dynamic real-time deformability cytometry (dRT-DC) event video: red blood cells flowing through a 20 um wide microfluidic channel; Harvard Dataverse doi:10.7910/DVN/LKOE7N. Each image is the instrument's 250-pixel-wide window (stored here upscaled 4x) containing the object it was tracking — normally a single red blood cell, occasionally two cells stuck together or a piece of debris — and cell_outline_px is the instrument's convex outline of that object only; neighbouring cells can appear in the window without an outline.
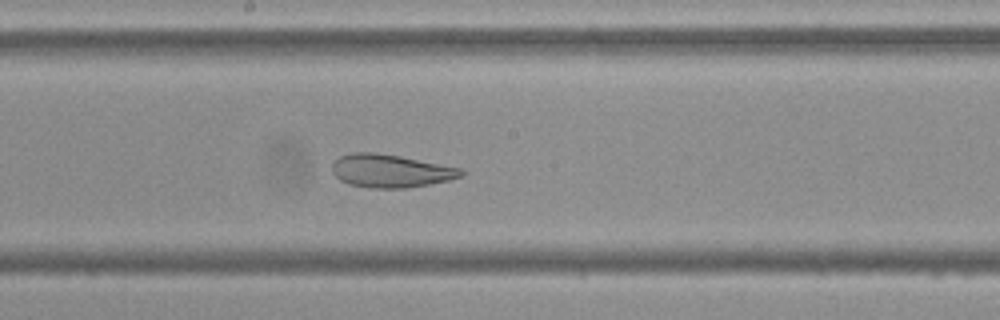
{"species": "Egyptian fruit bat (a non-hibernating species)", "species_latin": "Rousettus aegyptiacus", "temperature_condition": "cold", "stored_images_in_passage": 55, "camera_frame_rate_fps": 3000, "um_per_image_px": 0.085, "frame": {"image": 1, "passage_image": 28, "time_ms": 9.0, "image_size_px": [1000, 320], "cell_outline_px": [[464, 172], [460, 176], [448, 180], [408, 188], [372, 188], [348, 184], [340, 180], [332, 172], [332, 160], [340, 156], [352, 152], [376, 152], [400, 156], [460, 168]], "centroid_in_image_um": [33.13, 14.52], "position_along_channel_um": 215.1, "area_um2": 24.8}}
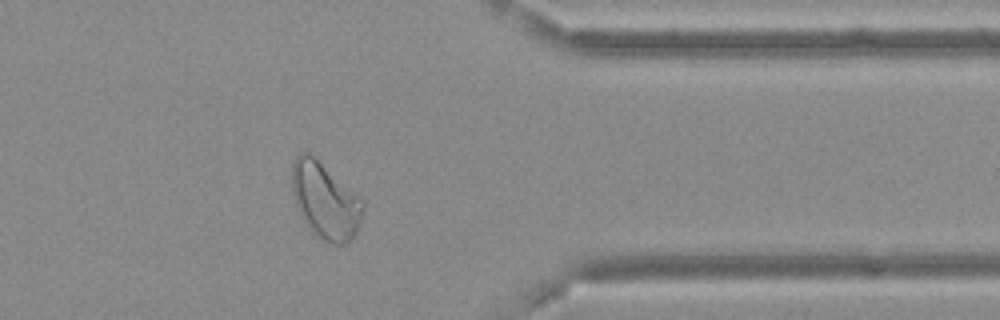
{"frame": {"image": 2, "passage_image": 43, "time_ms": 14.0, "image_size_px": [1000, 320], "cell_outline_px": [[364, 208], [360, 224], [352, 240], [348, 244], [332, 244], [320, 240], [308, 228], [300, 216], [296, 208], [292, 192], [292, 164], [296, 156], [300, 152], [308, 152], [364, 200]], "centroid_in_image_um": [27.64, 17.11], "position_along_channel_um": 383.8, "area_um2": 31.79}}
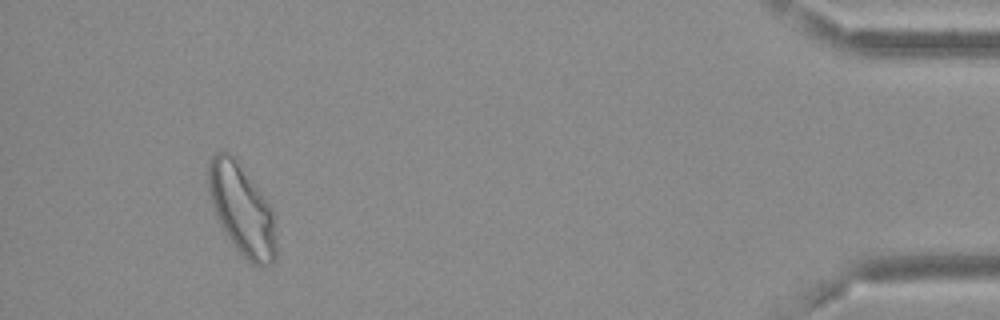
{"frame": {"image": 3, "passage_image": 50, "time_ms": 16.333, "image_size_px": [1000, 320], "cell_outline_px": [[276, 260], [272, 264], [264, 268], [260, 268], [252, 264], [232, 244], [220, 224], [216, 216], [208, 192], [208, 160], [216, 152], [228, 152], [236, 156], [256, 184], [272, 208], [276, 236]], "centroid_in_image_um": [20.57, 17.81], "position_along_channel_um": 414.6, "area_um2": 36.47}}